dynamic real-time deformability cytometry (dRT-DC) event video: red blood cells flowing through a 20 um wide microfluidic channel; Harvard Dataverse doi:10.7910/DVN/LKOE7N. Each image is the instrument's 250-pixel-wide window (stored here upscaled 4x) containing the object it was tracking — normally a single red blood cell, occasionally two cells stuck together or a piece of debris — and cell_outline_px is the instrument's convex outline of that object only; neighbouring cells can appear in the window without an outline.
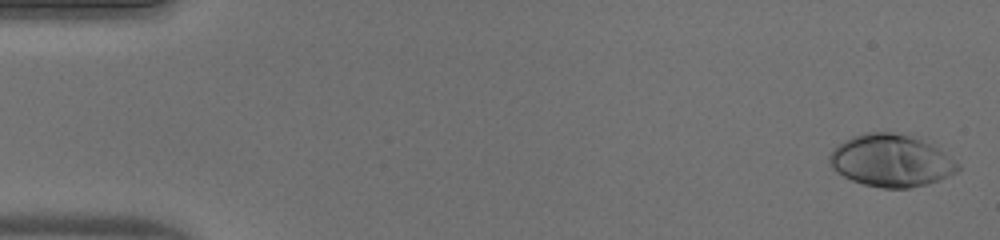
{"species": "human", "species_latin": "Homo sapiens", "temperature_condition": "warm", "stored_images_in_passage": 47, "camera_frame_rate_fps": 3000, "um_per_image_px": 0.085, "donor": {"sex": "male"}, "frame": {"image": 1, "passage_image": 1, "time_ms": 0.0, "image_size_px": [1000, 240], "cell_outline_px": [[960, 168], [956, 172], [940, 180], [928, 184], [908, 188], [884, 188], [864, 184], [852, 180], [836, 172], [828, 164], [828, 156], [832, 148], [844, 140], [852, 136], [864, 132], [892, 132], [908, 136], [920, 140], [944, 152], [960, 164]], "centroid_in_image_um": [75.69, 13.66], "position_along_channel_um": 9.3, "area_um2": 39.02}}
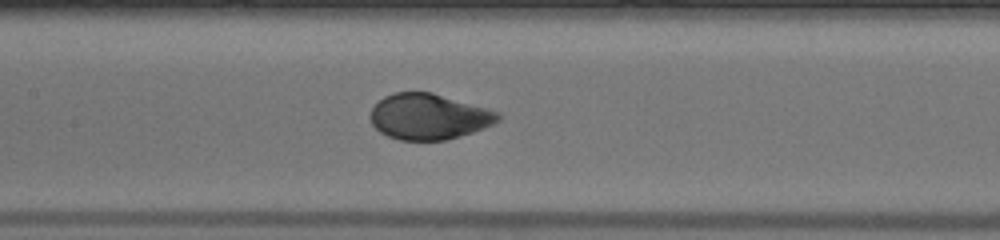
{"frame": {"image": 2, "passage_image": 24, "time_ms": 7.667, "image_size_px": [1000, 240], "cell_outline_px": [[500, 120], [484, 128], [472, 132], [444, 140], [400, 140], [388, 136], [380, 132], [372, 124], [372, 108], [384, 96], [392, 92], [432, 92], [500, 112]], "centroid_in_image_um": [36.45, 9.9], "position_along_channel_um": 170.9, "area_um2": 33.76}}
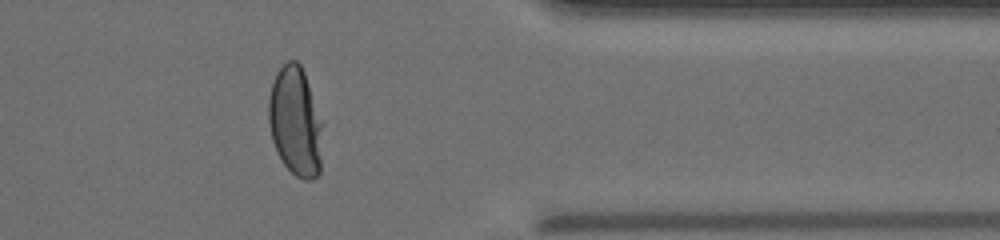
{"frame": {"image": 3, "passage_image": 41, "time_ms": 13.333, "image_size_px": [1000, 240], "cell_outline_px": [[324, 124], [320, 172], [312, 180], [304, 180], [296, 176], [284, 164], [272, 140], [268, 120], [268, 100], [272, 84], [276, 72], [288, 60], [296, 60], [300, 64], [304, 72], [324, 120]], "centroid_in_image_um": [25.15, 10.33], "position_along_channel_um": 386.2, "area_um2": 35.08}}